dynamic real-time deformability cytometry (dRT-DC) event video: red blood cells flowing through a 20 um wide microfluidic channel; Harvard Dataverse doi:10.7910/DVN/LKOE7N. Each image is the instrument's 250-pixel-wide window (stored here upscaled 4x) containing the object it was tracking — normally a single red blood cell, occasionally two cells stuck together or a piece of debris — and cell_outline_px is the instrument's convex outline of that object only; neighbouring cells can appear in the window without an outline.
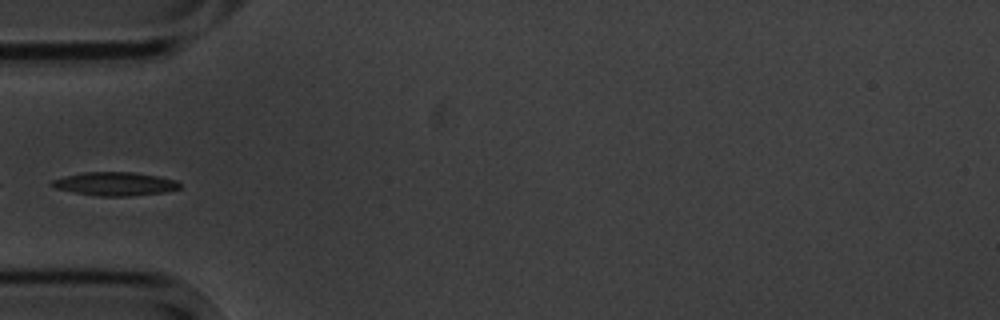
{"species": "common noctule bat (a hibernating species)", "species_latin": "Nyctalus noctula", "temperature_condition": "cold", "stored_images_in_passage": 5, "segment_of_instrument_passage": [2, 2], "camera_frame_rate_fps": 3000, "um_per_image_px": 0.085, "animal": {"sex": "male", "body_mass_g": 20.1, "forearm_length_mm": 53.5}, "frame": {"image": 1, "passage_image": 5, "time_ms": 4.667, "image_size_px": [1000, 320], "cell_outline_px": [[180, 188], [164, 192], [128, 196], [100, 196], [76, 192], [56, 188], [48, 184], [52, 180], [64, 176], [84, 172], [132, 172], [160, 176], [176, 180], [180, 184]], "centroid_in_image_um": [9.78, 15.62], "position_along_channel_um": 75.2, "area_um2": 17.4}}